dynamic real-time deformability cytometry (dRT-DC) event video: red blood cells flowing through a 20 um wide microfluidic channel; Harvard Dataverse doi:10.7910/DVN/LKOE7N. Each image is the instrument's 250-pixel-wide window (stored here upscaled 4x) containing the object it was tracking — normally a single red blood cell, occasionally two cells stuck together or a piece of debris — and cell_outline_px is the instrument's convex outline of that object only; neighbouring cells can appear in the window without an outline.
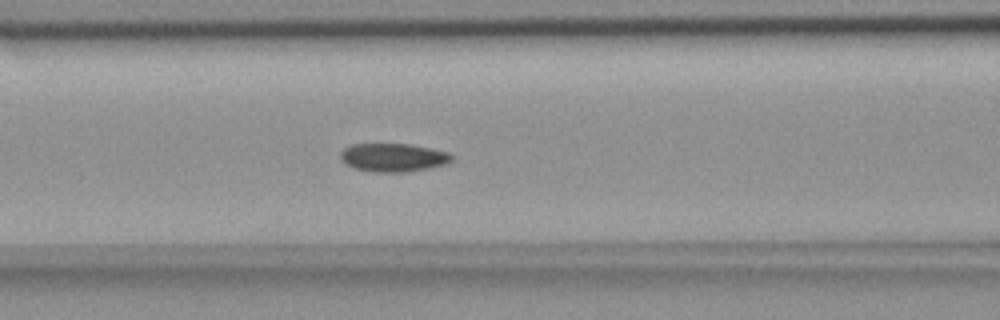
{"species": "common noctule bat (a hibernating species)", "species_latin": "Nyctalus noctula", "temperature_condition": "room temperature", "stored_images_in_passage": 45, "camera_frame_rate_fps": 3000, "um_per_image_px": 0.085, "animal": {"sex": "female", "body_mass_g": 18.4}, "frame": {"image": 1, "passage_image": 12, "time_ms": 3.667, "image_size_px": [1000, 320], "cell_outline_px": [[452, 160], [448, 164], [408, 172], [372, 172], [352, 168], [344, 164], [340, 160], [340, 152], [344, 148], [352, 144], [412, 144], [432, 148], [448, 152], [452, 156]], "centroid_in_image_um": [33.4, 13.39], "position_along_channel_um": 133.2, "area_um2": 18.73}}
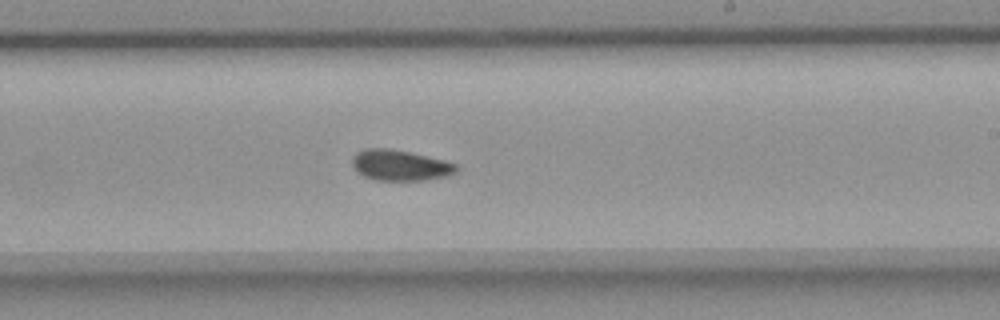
{"frame": {"image": 2, "passage_image": 22, "time_ms": 7.0, "image_size_px": [1000, 320], "cell_outline_px": [[460, 168], [456, 172], [448, 176], [424, 180], [372, 180], [356, 172], [352, 164], [352, 156], [356, 152], [364, 148], [388, 148], [408, 152], [444, 160], [456, 164]], "centroid_in_image_um": [33.98, 14.05], "position_along_channel_um": 255.0, "area_um2": 18.79}}
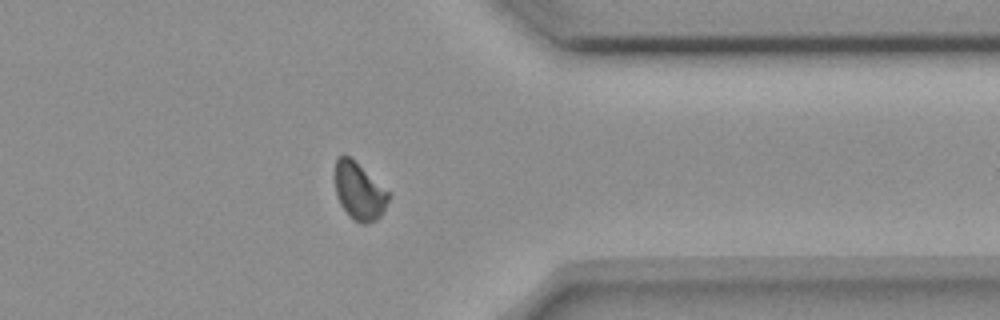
{"frame": {"image": 3, "passage_image": 33, "time_ms": 10.667, "image_size_px": [1000, 320], "cell_outline_px": [[392, 192], [380, 216], [376, 220], [368, 224], [360, 224], [352, 220], [348, 216], [340, 204], [336, 192], [336, 156], [348, 156]], "centroid_in_image_um": [30.56, 16.3], "position_along_channel_um": 380.8, "area_um2": 17.92}, "authors_computed_cell_mechanics": {"area_um2": 18.4382, "velocity_mm_per_s": 3.6634, "shape_relaxation_time_tau1_ms": null, "shape_relaxation_time_tau2_ms": 3.6597, "deformation_change_tau1": null, "deformation_change_tau2": 0.068}}